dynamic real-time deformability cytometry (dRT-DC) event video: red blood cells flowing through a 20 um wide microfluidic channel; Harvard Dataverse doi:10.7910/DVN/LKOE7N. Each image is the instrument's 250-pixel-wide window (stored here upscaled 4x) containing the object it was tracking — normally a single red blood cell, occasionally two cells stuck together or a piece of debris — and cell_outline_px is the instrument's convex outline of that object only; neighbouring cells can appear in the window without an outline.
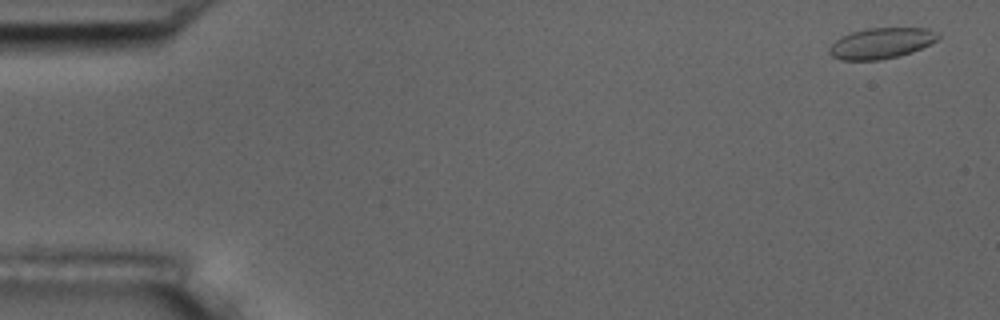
{"species": "common noctule bat (a hibernating species)", "species_latin": "Nyctalus noctula", "temperature_condition": "room temperature", "stored_images_in_passage": 4, "camera_frame_rate_fps": 3000, "um_per_image_px": 0.085, "animal": {"sex": "male", "body_mass_g": 17.5, "forearm_length_mm": 52.3}, "frame": {"image": 1, "passage_image": 1, "time_ms": 0.0, "image_size_px": [1000, 320], "cell_outline_px": [[940, 36], [936, 40], [912, 52], [880, 60], [840, 60], [832, 56], [828, 52], [828, 48], [840, 36], [852, 32], [868, 28], [928, 28], [940, 32]], "centroid_in_image_um": [74.89, 3.67], "position_along_channel_um": 10.1, "area_um2": 19.48}}